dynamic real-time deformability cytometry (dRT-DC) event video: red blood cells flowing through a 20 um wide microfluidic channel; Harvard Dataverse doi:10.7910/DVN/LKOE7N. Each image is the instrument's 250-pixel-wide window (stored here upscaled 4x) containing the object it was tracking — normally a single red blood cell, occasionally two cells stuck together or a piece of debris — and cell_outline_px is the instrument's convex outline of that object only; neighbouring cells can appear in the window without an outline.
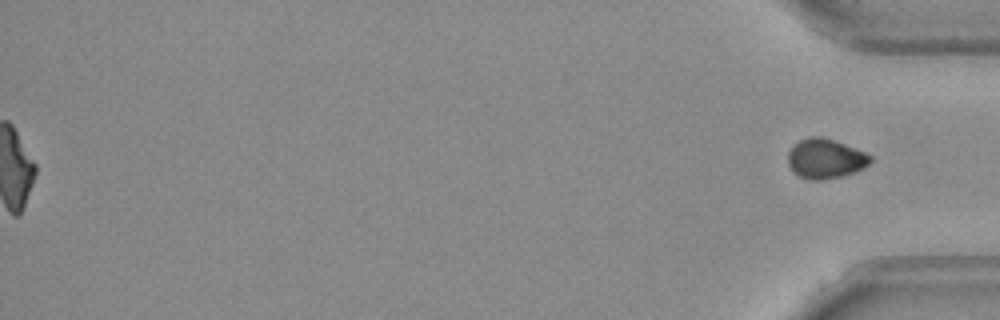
{"species": "Egyptian fruit bat (a non-hibernating species)", "species_latin": "Rousettus aegyptiacus", "temperature_condition": "warm", "stored_images_in_passage": 46, "segment_of_instrument_passage": [2, 2], "camera_frame_rate_fps": 3000, "um_per_image_px": 0.085, "frame": {"image": 1, "passage_image": 46, "time_ms": 15.0, "image_size_px": [1000, 320], "cell_outline_px": [[872, 160], [864, 168], [840, 176], [820, 180], [808, 180], [792, 172], [788, 164], [788, 152], [792, 144], [808, 136], [820, 136], [844, 144], [864, 152], [872, 156]], "centroid_in_image_um": [70.11, 13.48], "position_along_channel_um": 365.1, "area_um2": 19.02}}